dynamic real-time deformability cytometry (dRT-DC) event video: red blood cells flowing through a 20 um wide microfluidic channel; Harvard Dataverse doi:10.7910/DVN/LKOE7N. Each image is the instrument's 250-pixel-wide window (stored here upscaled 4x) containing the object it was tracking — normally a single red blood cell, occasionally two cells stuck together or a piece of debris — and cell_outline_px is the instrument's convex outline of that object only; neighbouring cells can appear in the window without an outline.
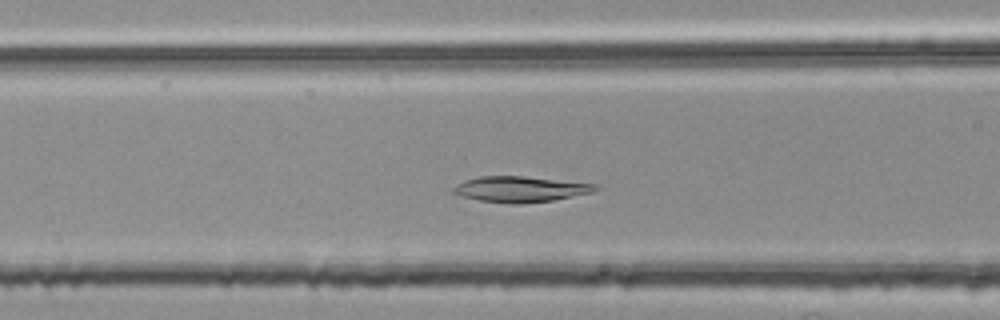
{"species": "common noctule bat (a hibernating species)", "species_latin": "Nyctalus noctula", "temperature_condition": "room temperature", "stored_images_in_passage": 38, "camera_frame_rate_fps": 3000, "um_per_image_px": 0.085, "animal": {"sex": "female", "body_mass_g": 25.1}, "frame": {"image": 1, "passage_image": 10, "time_ms": 3.0, "image_size_px": [1000, 320], "cell_outline_px": [[596, 188], [592, 192], [552, 200], [520, 204], [508, 204], [480, 200], [460, 196], [452, 192], [452, 188], [464, 180], [480, 176], [524, 176], [596, 184]], "centroid_in_image_um": [44.16, 16.08], "position_along_channel_um": 122.4, "area_um2": 21.1}}
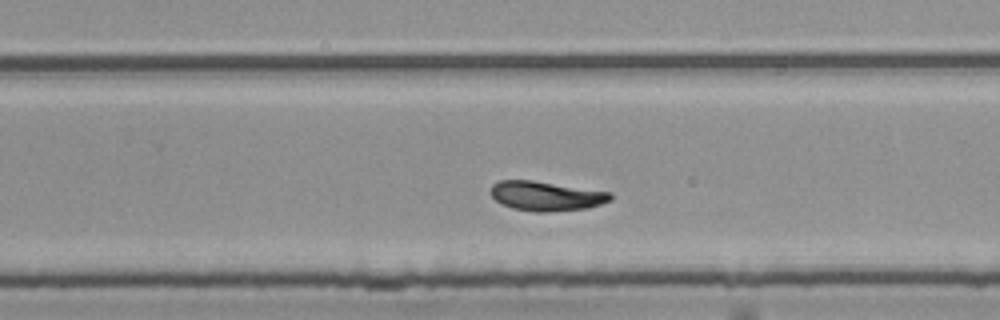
{"frame": {"image": 2, "passage_image": 23, "time_ms": 7.333, "image_size_px": [1000, 320], "cell_outline_px": [[612, 200], [588, 208], [548, 212], [536, 212], [512, 208], [500, 204], [488, 192], [492, 184], [500, 180], [532, 180], [612, 192]], "centroid_in_image_um": [46.4, 16.66], "position_along_channel_um": 283.4, "area_um2": 20.81}}
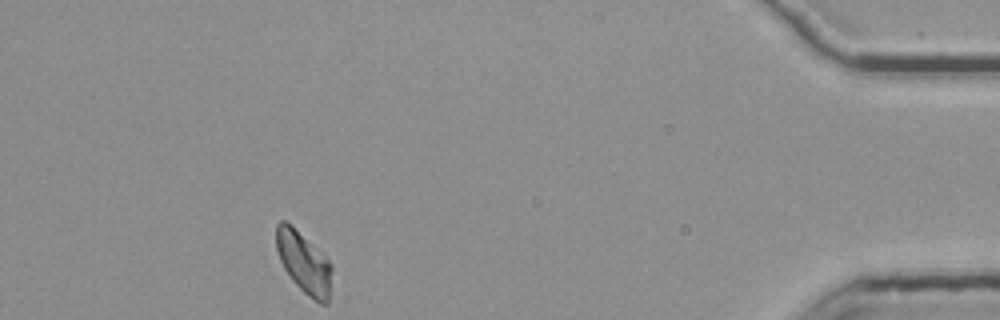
{"frame": {"image": 3, "passage_image": 38, "time_ms": 12.333, "image_size_px": [1000, 320], "cell_outline_px": [[332, 272], [328, 304], [320, 304], [308, 296], [292, 280], [284, 268], [280, 260], [276, 248], [276, 224], [280, 220], [284, 220], [324, 256], [328, 260], [332, 268]], "centroid_in_image_um": [25.82, 22.37], "position_along_channel_um": 409.4, "area_um2": 19.36}, "authors_computed_cell_mechanics": {"area_um2": 20.6924, "velocity_mm_per_s": 3.7257, "shape_relaxation_time_tau1_ms": 2.5111, "shape_relaxation_time_tau2_ms": null, "deformation_change_tau1": 0.136, "deformation_change_tau2": null}}